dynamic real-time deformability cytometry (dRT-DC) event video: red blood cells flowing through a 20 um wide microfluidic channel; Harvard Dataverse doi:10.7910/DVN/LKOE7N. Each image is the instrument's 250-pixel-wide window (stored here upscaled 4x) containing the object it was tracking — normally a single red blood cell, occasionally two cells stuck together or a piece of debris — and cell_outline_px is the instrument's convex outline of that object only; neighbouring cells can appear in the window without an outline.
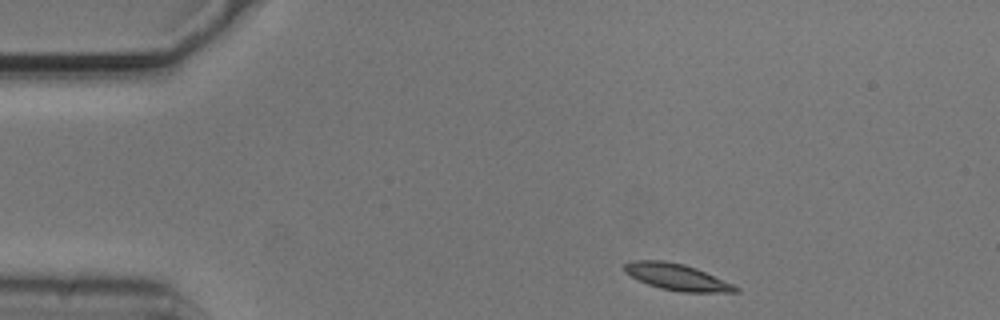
{"species": "common noctule bat (a hibernating species)", "species_latin": "Nyctalus noctula", "temperature_condition": "cold", "stored_images_in_passage": 47, "camera_frame_rate_fps": 3000, "um_per_image_px": 0.085, "animal": {"sex": "male", "body_mass_g": 20.5, "forearm_length_mm": 52.5}, "frame": {"image": 1, "passage_image": 1, "time_ms": 0.0, "image_size_px": [1000, 320], "cell_outline_px": [[740, 292], [680, 292], [660, 288], [648, 284], [624, 272], [624, 264], [632, 260], [664, 260], [684, 264], [696, 268], [732, 284], [740, 288]], "centroid_in_image_um": [57.53, 23.54], "position_along_channel_um": 27.5, "area_um2": 16.99}}
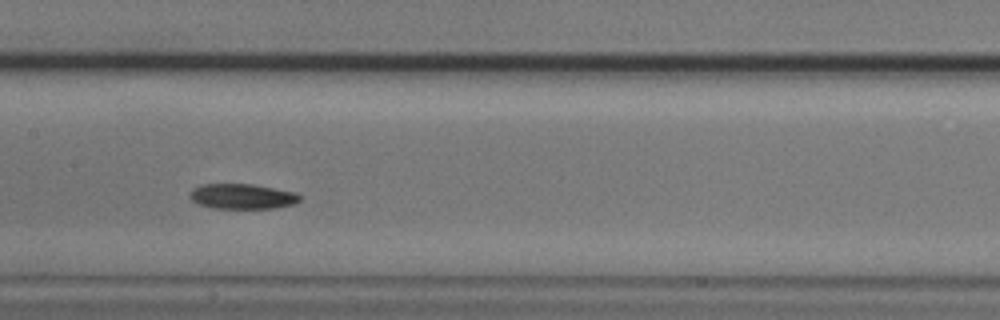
{"frame": {"image": 2, "passage_image": 19, "time_ms": 6.0, "image_size_px": [1000, 320], "cell_outline_px": [[300, 200], [292, 204], [276, 208], [212, 208], [200, 204], [192, 200], [188, 196], [192, 188], [200, 184], [252, 184], [296, 192], [300, 196]], "centroid_in_image_um": [20.56, 16.68], "position_along_channel_um": 186.8, "area_um2": 16.13}}
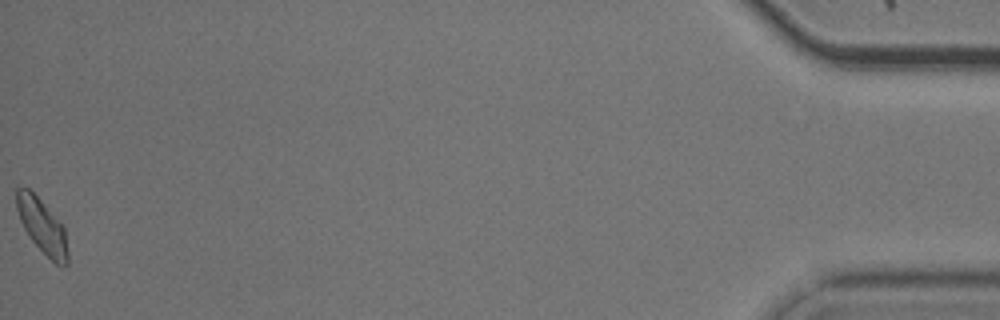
{"frame": {"image": 3, "passage_image": 47, "time_ms": 15.333, "image_size_px": [1000, 320], "cell_outline_px": [[68, 264], [56, 264], [32, 240], [24, 228], [20, 220], [16, 208], [16, 188], [28, 188], [40, 200], [64, 228], [68, 252]], "centroid_in_image_um": [3.56, 19.21], "position_along_channel_um": 431.6, "area_um2": 15.61}, "authors_computed_cell_mechanics": {"area_um2": 16.2996, "velocity_mm_per_s": 3.6877, "shape_relaxation_time_tau1_ms": 3.6938, "shape_relaxation_time_tau2_ms": null, "deformation_change_tau1": 0.0963, "deformation_change_tau2": null}}